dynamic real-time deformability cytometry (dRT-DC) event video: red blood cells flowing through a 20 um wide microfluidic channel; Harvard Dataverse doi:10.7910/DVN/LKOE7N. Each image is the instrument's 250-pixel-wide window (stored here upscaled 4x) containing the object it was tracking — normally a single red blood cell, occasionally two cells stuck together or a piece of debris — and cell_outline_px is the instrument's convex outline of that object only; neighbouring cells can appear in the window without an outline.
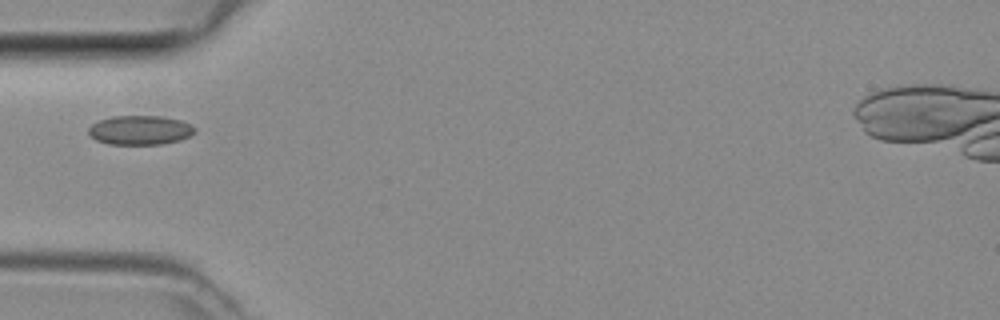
{"species": "common noctule bat (a hibernating species)", "species_latin": "Nyctalus noctula", "temperature_condition": "room temperature", "stored_images_in_passage": 1, "camera_frame_rate_fps": 3000, "um_per_image_px": 0.085, "animal": {"sex": "female", "body_mass_g": 29.2, "forearm_length_mm": 56.3}, "frame": {"image": 1, "passage_image": 1, "time_ms": 0.0, "image_size_px": [1000, 320], "cell_outline_px": [[196, 132], [180, 140], [160, 144], [108, 144], [96, 140], [88, 132], [88, 128], [92, 124], [100, 120], [112, 116], [160, 116], [180, 120], [192, 124], [196, 128]], "centroid_in_image_um": [11.92, 11.06], "position_along_channel_um": 73.1, "area_um2": 18.09}}